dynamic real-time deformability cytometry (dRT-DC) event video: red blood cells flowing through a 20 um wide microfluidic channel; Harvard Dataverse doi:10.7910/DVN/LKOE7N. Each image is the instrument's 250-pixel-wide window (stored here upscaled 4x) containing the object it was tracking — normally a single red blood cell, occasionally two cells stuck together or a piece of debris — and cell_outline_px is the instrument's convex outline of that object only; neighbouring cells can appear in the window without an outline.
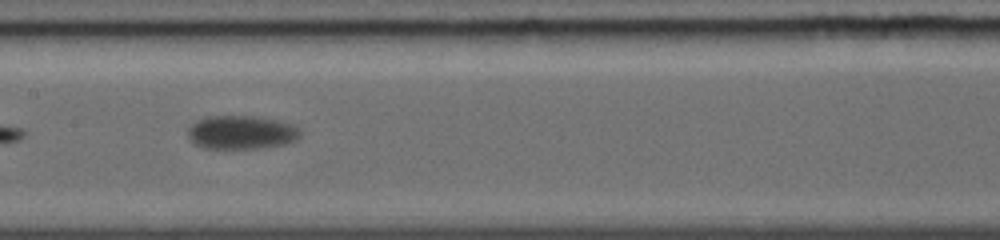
{"species": "common noctule bat (a hibernating species)", "species_latin": "Nyctalus noctula", "temperature_condition": "warm", "stored_images_in_passage": 9, "camera_frame_rate_fps": 5000, "um_per_image_px": 0.085, "animal": {"sex": "female", "body_mass_g": 19.0, "forearm_length_mm": 56.7}, "frame": {"image": 1, "passage_image": 7, "time_ms": 3.2, "image_size_px": [1000, 240], "cell_outline_px": [[304, 132], [296, 140], [284, 144], [256, 148], [204, 148], [188, 140], [188, 128], [196, 120], [208, 116], [256, 116], [280, 120], [292, 124], [300, 128]], "centroid_in_image_um": [20.54, 11.24], "position_along_channel_um": 186.9, "area_um2": 22.25}}
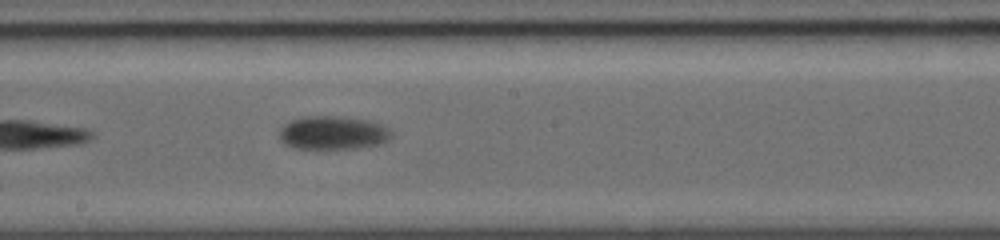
{"frame": {"image": 2, "passage_image": 8, "time_ms": 4.0, "image_size_px": [1000, 240], "cell_outline_px": [[392, 136], [388, 140], [380, 144], [356, 148], [296, 148], [284, 144], [280, 140], [280, 128], [284, 124], [292, 120], [304, 116], [340, 116], [368, 120], [380, 124], [388, 128], [392, 132]], "centroid_in_image_um": [28.3, 11.28], "position_along_channel_um": 219.9, "area_um2": 21.85}}